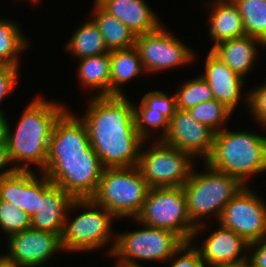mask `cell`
I'll use <instances>...</instances> for the list:
<instances>
[{
	"label": "cell",
	"instance_id": "19",
	"mask_svg": "<svg viewBox=\"0 0 266 267\" xmlns=\"http://www.w3.org/2000/svg\"><path fill=\"white\" fill-rule=\"evenodd\" d=\"M126 25L135 36L152 32L162 23L144 0H94Z\"/></svg>",
	"mask_w": 266,
	"mask_h": 267
},
{
	"label": "cell",
	"instance_id": "20",
	"mask_svg": "<svg viewBox=\"0 0 266 267\" xmlns=\"http://www.w3.org/2000/svg\"><path fill=\"white\" fill-rule=\"evenodd\" d=\"M258 43L266 47L259 39L244 35L223 41L210 50L235 73L244 78V75L251 70L258 55V47L256 46Z\"/></svg>",
	"mask_w": 266,
	"mask_h": 267
},
{
	"label": "cell",
	"instance_id": "16",
	"mask_svg": "<svg viewBox=\"0 0 266 267\" xmlns=\"http://www.w3.org/2000/svg\"><path fill=\"white\" fill-rule=\"evenodd\" d=\"M204 240L202 247L197 249L201 258L210 266L236 264L248 260L249 243L233 230L220 225Z\"/></svg>",
	"mask_w": 266,
	"mask_h": 267
},
{
	"label": "cell",
	"instance_id": "37",
	"mask_svg": "<svg viewBox=\"0 0 266 267\" xmlns=\"http://www.w3.org/2000/svg\"><path fill=\"white\" fill-rule=\"evenodd\" d=\"M8 163H11V161L8 155L7 144L5 140L3 139L2 141H0V177L9 176L17 170V166L15 165L12 167H9L6 170H3L2 168H5L4 166H7Z\"/></svg>",
	"mask_w": 266,
	"mask_h": 267
},
{
	"label": "cell",
	"instance_id": "39",
	"mask_svg": "<svg viewBox=\"0 0 266 267\" xmlns=\"http://www.w3.org/2000/svg\"><path fill=\"white\" fill-rule=\"evenodd\" d=\"M211 267H251L249 260H245L236 264H225V265H213Z\"/></svg>",
	"mask_w": 266,
	"mask_h": 267
},
{
	"label": "cell",
	"instance_id": "5",
	"mask_svg": "<svg viewBox=\"0 0 266 267\" xmlns=\"http://www.w3.org/2000/svg\"><path fill=\"white\" fill-rule=\"evenodd\" d=\"M205 167L207 172L204 174L196 173L193 169L189 180L182 186L189 218L196 225L193 238L202 226H206L199 222L200 218L211 213L219 220L225 205L244 187L235 177L215 170L206 163Z\"/></svg>",
	"mask_w": 266,
	"mask_h": 267
},
{
	"label": "cell",
	"instance_id": "40",
	"mask_svg": "<svg viewBox=\"0 0 266 267\" xmlns=\"http://www.w3.org/2000/svg\"><path fill=\"white\" fill-rule=\"evenodd\" d=\"M5 119V116L0 114V141L4 139Z\"/></svg>",
	"mask_w": 266,
	"mask_h": 267
},
{
	"label": "cell",
	"instance_id": "38",
	"mask_svg": "<svg viewBox=\"0 0 266 267\" xmlns=\"http://www.w3.org/2000/svg\"><path fill=\"white\" fill-rule=\"evenodd\" d=\"M0 267H20L18 264L7 259L5 256H0Z\"/></svg>",
	"mask_w": 266,
	"mask_h": 267
},
{
	"label": "cell",
	"instance_id": "31",
	"mask_svg": "<svg viewBox=\"0 0 266 267\" xmlns=\"http://www.w3.org/2000/svg\"><path fill=\"white\" fill-rule=\"evenodd\" d=\"M135 125L138 134L144 139H148L149 130L151 127L154 129H161V138L167 133L169 120L158 110L153 109H134ZM150 128H149V127ZM148 128V129H147Z\"/></svg>",
	"mask_w": 266,
	"mask_h": 267
},
{
	"label": "cell",
	"instance_id": "4",
	"mask_svg": "<svg viewBox=\"0 0 266 267\" xmlns=\"http://www.w3.org/2000/svg\"><path fill=\"white\" fill-rule=\"evenodd\" d=\"M205 163L247 186L250 175L266 170V137L220 129L215 133L213 148Z\"/></svg>",
	"mask_w": 266,
	"mask_h": 267
},
{
	"label": "cell",
	"instance_id": "8",
	"mask_svg": "<svg viewBox=\"0 0 266 267\" xmlns=\"http://www.w3.org/2000/svg\"><path fill=\"white\" fill-rule=\"evenodd\" d=\"M134 220L143 225L169 230L184 242H192L196 229L187 212L183 187L150 188Z\"/></svg>",
	"mask_w": 266,
	"mask_h": 267
},
{
	"label": "cell",
	"instance_id": "12",
	"mask_svg": "<svg viewBox=\"0 0 266 267\" xmlns=\"http://www.w3.org/2000/svg\"><path fill=\"white\" fill-rule=\"evenodd\" d=\"M161 25L152 32L136 36L138 50L144 71L158 72L188 64L194 53L178 39L166 32Z\"/></svg>",
	"mask_w": 266,
	"mask_h": 267
},
{
	"label": "cell",
	"instance_id": "26",
	"mask_svg": "<svg viewBox=\"0 0 266 267\" xmlns=\"http://www.w3.org/2000/svg\"><path fill=\"white\" fill-rule=\"evenodd\" d=\"M28 47L25 36L15 22L0 19V65L18 67L20 52ZM19 53V54H18Z\"/></svg>",
	"mask_w": 266,
	"mask_h": 267
},
{
	"label": "cell",
	"instance_id": "10",
	"mask_svg": "<svg viewBox=\"0 0 266 267\" xmlns=\"http://www.w3.org/2000/svg\"><path fill=\"white\" fill-rule=\"evenodd\" d=\"M154 144L152 148L140 151L137 167L143 178L150 188L182 187L193 170L192 156L161 139Z\"/></svg>",
	"mask_w": 266,
	"mask_h": 267
},
{
	"label": "cell",
	"instance_id": "22",
	"mask_svg": "<svg viewBox=\"0 0 266 267\" xmlns=\"http://www.w3.org/2000/svg\"><path fill=\"white\" fill-rule=\"evenodd\" d=\"M142 62L135 46L110 52V96H124L120 85L133 80L143 72Z\"/></svg>",
	"mask_w": 266,
	"mask_h": 267
},
{
	"label": "cell",
	"instance_id": "14",
	"mask_svg": "<svg viewBox=\"0 0 266 267\" xmlns=\"http://www.w3.org/2000/svg\"><path fill=\"white\" fill-rule=\"evenodd\" d=\"M7 259L20 267H36L46 263L58 250H62L61 235L33 228L7 237Z\"/></svg>",
	"mask_w": 266,
	"mask_h": 267
},
{
	"label": "cell",
	"instance_id": "36",
	"mask_svg": "<svg viewBox=\"0 0 266 267\" xmlns=\"http://www.w3.org/2000/svg\"><path fill=\"white\" fill-rule=\"evenodd\" d=\"M255 246H258L257 249L253 250L254 253L250 255L251 257L248 256L251 267H266V237L250 243L248 250Z\"/></svg>",
	"mask_w": 266,
	"mask_h": 267
},
{
	"label": "cell",
	"instance_id": "17",
	"mask_svg": "<svg viewBox=\"0 0 266 267\" xmlns=\"http://www.w3.org/2000/svg\"><path fill=\"white\" fill-rule=\"evenodd\" d=\"M74 198L57 185H52L39 199L35 213L30 217L31 228L61 235Z\"/></svg>",
	"mask_w": 266,
	"mask_h": 267
},
{
	"label": "cell",
	"instance_id": "9",
	"mask_svg": "<svg viewBox=\"0 0 266 267\" xmlns=\"http://www.w3.org/2000/svg\"><path fill=\"white\" fill-rule=\"evenodd\" d=\"M77 207L87 209L73 220L70 219L71 222L64 223L61 234L62 249L83 252L105 246L111 239V223L116 217L90 198L74 199L70 208Z\"/></svg>",
	"mask_w": 266,
	"mask_h": 267
},
{
	"label": "cell",
	"instance_id": "11",
	"mask_svg": "<svg viewBox=\"0 0 266 267\" xmlns=\"http://www.w3.org/2000/svg\"><path fill=\"white\" fill-rule=\"evenodd\" d=\"M221 226L233 230L249 244L266 237V203L244 186L223 208Z\"/></svg>",
	"mask_w": 266,
	"mask_h": 267
},
{
	"label": "cell",
	"instance_id": "7",
	"mask_svg": "<svg viewBox=\"0 0 266 267\" xmlns=\"http://www.w3.org/2000/svg\"><path fill=\"white\" fill-rule=\"evenodd\" d=\"M144 226L145 229L117 236L115 244L109 249L110 255L119 259L116 267H141L135 262L136 259L173 261L177 254L184 252L185 242L177 234L165 229Z\"/></svg>",
	"mask_w": 266,
	"mask_h": 267
},
{
	"label": "cell",
	"instance_id": "41",
	"mask_svg": "<svg viewBox=\"0 0 266 267\" xmlns=\"http://www.w3.org/2000/svg\"><path fill=\"white\" fill-rule=\"evenodd\" d=\"M1 185H2V177H0V200H1Z\"/></svg>",
	"mask_w": 266,
	"mask_h": 267
},
{
	"label": "cell",
	"instance_id": "30",
	"mask_svg": "<svg viewBox=\"0 0 266 267\" xmlns=\"http://www.w3.org/2000/svg\"><path fill=\"white\" fill-rule=\"evenodd\" d=\"M31 228L30 216L8 201L0 200V229L8 236Z\"/></svg>",
	"mask_w": 266,
	"mask_h": 267
},
{
	"label": "cell",
	"instance_id": "15",
	"mask_svg": "<svg viewBox=\"0 0 266 267\" xmlns=\"http://www.w3.org/2000/svg\"><path fill=\"white\" fill-rule=\"evenodd\" d=\"M42 175L41 179H37L32 170H16L2 177L1 200L21 208L31 217L38 207L39 199L53 185L45 174Z\"/></svg>",
	"mask_w": 266,
	"mask_h": 267
},
{
	"label": "cell",
	"instance_id": "33",
	"mask_svg": "<svg viewBox=\"0 0 266 267\" xmlns=\"http://www.w3.org/2000/svg\"><path fill=\"white\" fill-rule=\"evenodd\" d=\"M245 100L255 120L266 126V83L248 92Z\"/></svg>",
	"mask_w": 266,
	"mask_h": 267
},
{
	"label": "cell",
	"instance_id": "25",
	"mask_svg": "<svg viewBox=\"0 0 266 267\" xmlns=\"http://www.w3.org/2000/svg\"><path fill=\"white\" fill-rule=\"evenodd\" d=\"M82 25L74 32L66 44L65 50L73 53L79 59L109 53L102 34L93 19Z\"/></svg>",
	"mask_w": 266,
	"mask_h": 267
},
{
	"label": "cell",
	"instance_id": "32",
	"mask_svg": "<svg viewBox=\"0 0 266 267\" xmlns=\"http://www.w3.org/2000/svg\"><path fill=\"white\" fill-rule=\"evenodd\" d=\"M134 109H153L160 111L169 121L176 111V96L167 95L162 91H149L142 98L139 107Z\"/></svg>",
	"mask_w": 266,
	"mask_h": 267
},
{
	"label": "cell",
	"instance_id": "18",
	"mask_svg": "<svg viewBox=\"0 0 266 267\" xmlns=\"http://www.w3.org/2000/svg\"><path fill=\"white\" fill-rule=\"evenodd\" d=\"M201 76L210 86L214 99L224 104L233 112L241 98V88L244 84V79L211 50L206 58L205 72Z\"/></svg>",
	"mask_w": 266,
	"mask_h": 267
},
{
	"label": "cell",
	"instance_id": "3",
	"mask_svg": "<svg viewBox=\"0 0 266 267\" xmlns=\"http://www.w3.org/2000/svg\"><path fill=\"white\" fill-rule=\"evenodd\" d=\"M65 110L64 106L37 97L24 110L15 132L5 119L4 140L10 161L25 162L16 165L17 170H30L29 163L45 169L54 123Z\"/></svg>",
	"mask_w": 266,
	"mask_h": 267
},
{
	"label": "cell",
	"instance_id": "2",
	"mask_svg": "<svg viewBox=\"0 0 266 267\" xmlns=\"http://www.w3.org/2000/svg\"><path fill=\"white\" fill-rule=\"evenodd\" d=\"M92 98L81 119L101 165L104 168L138 166L139 150L145 140L136 129L134 105L126 96Z\"/></svg>",
	"mask_w": 266,
	"mask_h": 267
},
{
	"label": "cell",
	"instance_id": "1",
	"mask_svg": "<svg viewBox=\"0 0 266 267\" xmlns=\"http://www.w3.org/2000/svg\"><path fill=\"white\" fill-rule=\"evenodd\" d=\"M103 169L85 123L66 109L54 123L42 174L74 199H87L95 194Z\"/></svg>",
	"mask_w": 266,
	"mask_h": 267
},
{
	"label": "cell",
	"instance_id": "21",
	"mask_svg": "<svg viewBox=\"0 0 266 267\" xmlns=\"http://www.w3.org/2000/svg\"><path fill=\"white\" fill-rule=\"evenodd\" d=\"M213 2V3H212ZM208 5L213 6L209 17L210 36L214 45L246 35L243 19L233 0H216Z\"/></svg>",
	"mask_w": 266,
	"mask_h": 267
},
{
	"label": "cell",
	"instance_id": "24",
	"mask_svg": "<svg viewBox=\"0 0 266 267\" xmlns=\"http://www.w3.org/2000/svg\"><path fill=\"white\" fill-rule=\"evenodd\" d=\"M79 60L78 76L83 86L99 90L97 96H110V52Z\"/></svg>",
	"mask_w": 266,
	"mask_h": 267
},
{
	"label": "cell",
	"instance_id": "29",
	"mask_svg": "<svg viewBox=\"0 0 266 267\" xmlns=\"http://www.w3.org/2000/svg\"><path fill=\"white\" fill-rule=\"evenodd\" d=\"M187 111L198 122L209 127L215 133L220 131L219 129L222 127L221 125L224 124L230 114L233 113L216 99L202 102Z\"/></svg>",
	"mask_w": 266,
	"mask_h": 267
},
{
	"label": "cell",
	"instance_id": "6",
	"mask_svg": "<svg viewBox=\"0 0 266 267\" xmlns=\"http://www.w3.org/2000/svg\"><path fill=\"white\" fill-rule=\"evenodd\" d=\"M150 187L139 168H104L98 188L90 198L116 218L135 217L141 211Z\"/></svg>",
	"mask_w": 266,
	"mask_h": 267
},
{
	"label": "cell",
	"instance_id": "34",
	"mask_svg": "<svg viewBox=\"0 0 266 267\" xmlns=\"http://www.w3.org/2000/svg\"><path fill=\"white\" fill-rule=\"evenodd\" d=\"M18 67L9 65H0V103L3 98L10 93L15 87L19 78ZM0 114L4 115V112L0 109Z\"/></svg>",
	"mask_w": 266,
	"mask_h": 267
},
{
	"label": "cell",
	"instance_id": "28",
	"mask_svg": "<svg viewBox=\"0 0 266 267\" xmlns=\"http://www.w3.org/2000/svg\"><path fill=\"white\" fill-rule=\"evenodd\" d=\"M180 86L181 88L175 92L176 108L179 110L187 111L202 102L214 100V94L202 76L184 82Z\"/></svg>",
	"mask_w": 266,
	"mask_h": 267
},
{
	"label": "cell",
	"instance_id": "13",
	"mask_svg": "<svg viewBox=\"0 0 266 267\" xmlns=\"http://www.w3.org/2000/svg\"><path fill=\"white\" fill-rule=\"evenodd\" d=\"M215 132L198 122L188 111L176 109L169 121L163 142L189 153L193 158L207 159L212 151Z\"/></svg>",
	"mask_w": 266,
	"mask_h": 267
},
{
	"label": "cell",
	"instance_id": "27",
	"mask_svg": "<svg viewBox=\"0 0 266 267\" xmlns=\"http://www.w3.org/2000/svg\"><path fill=\"white\" fill-rule=\"evenodd\" d=\"M243 19L245 34L266 45V0H233Z\"/></svg>",
	"mask_w": 266,
	"mask_h": 267
},
{
	"label": "cell",
	"instance_id": "23",
	"mask_svg": "<svg viewBox=\"0 0 266 267\" xmlns=\"http://www.w3.org/2000/svg\"><path fill=\"white\" fill-rule=\"evenodd\" d=\"M93 21L97 24L109 52L135 46V34L113 15L105 11L96 1Z\"/></svg>",
	"mask_w": 266,
	"mask_h": 267
},
{
	"label": "cell",
	"instance_id": "35",
	"mask_svg": "<svg viewBox=\"0 0 266 267\" xmlns=\"http://www.w3.org/2000/svg\"><path fill=\"white\" fill-rule=\"evenodd\" d=\"M192 242L184 243V255L177 257V260L171 262L169 267H211L202 258L195 247L193 248ZM192 246V247H191ZM186 249H189L186 251Z\"/></svg>",
	"mask_w": 266,
	"mask_h": 267
}]
</instances>
